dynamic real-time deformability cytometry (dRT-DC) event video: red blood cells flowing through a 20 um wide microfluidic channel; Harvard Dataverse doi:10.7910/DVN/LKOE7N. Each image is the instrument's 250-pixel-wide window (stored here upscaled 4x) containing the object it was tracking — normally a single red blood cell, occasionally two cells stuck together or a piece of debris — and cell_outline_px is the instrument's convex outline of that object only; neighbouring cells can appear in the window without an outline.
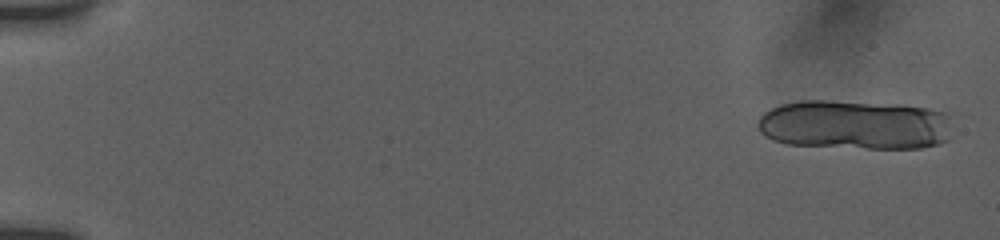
{"species": "human", "species_latin": "Homo sapiens", "temperature_condition": "room temperature", "stored_images_in_passage": 14, "camera_frame_rate_fps": 3000, "um_per_image_px": 0.085, "donor": {"sex": "female"}, "frame": {"image": 1, "passage_image": 1, "time_ms": 0.0, "image_size_px": [1000, 240], "cell_outline_px": [[948, 140], [936, 144], [920, 148], [868, 148], [788, 144], [772, 140], [760, 132], [756, 124], [760, 116], [764, 112], [780, 104], [800, 100], [828, 100], [896, 104], [932, 108], [948, 112]], "centroid_in_image_um": [72.62, 10.59], "position_along_channel_um": 12.4, "area_um2": 56.47}}